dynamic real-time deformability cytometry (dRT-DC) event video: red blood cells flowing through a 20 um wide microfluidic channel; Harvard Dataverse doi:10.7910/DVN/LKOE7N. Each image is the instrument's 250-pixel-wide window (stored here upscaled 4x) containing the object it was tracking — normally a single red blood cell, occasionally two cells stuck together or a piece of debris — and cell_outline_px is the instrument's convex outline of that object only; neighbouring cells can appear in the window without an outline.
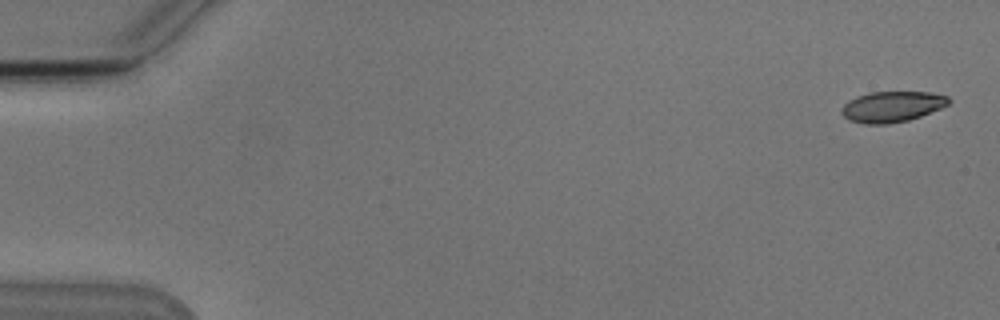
{"species": "Egyptian fruit bat (a non-hibernating species)", "species_latin": "Rousettus aegyptiacus", "temperature_condition": "cold", "stored_images_in_passage": 10, "camera_frame_rate_fps": 3000, "um_per_image_px": 0.085, "animal": {"sex": "male"}, "frame": {"image": 1, "passage_image": 1, "time_ms": 0.0, "image_size_px": [1000, 320], "cell_outline_px": [[952, 100], [948, 104], [940, 108], [920, 116], [908, 120], [888, 124], [864, 124], [848, 120], [840, 112], [844, 104], [848, 100], [856, 96], [868, 92], [928, 92], [948, 96]], "centroid_in_image_um": [75.79, 9.06], "position_along_channel_um": 9.2, "area_um2": 19.25}}
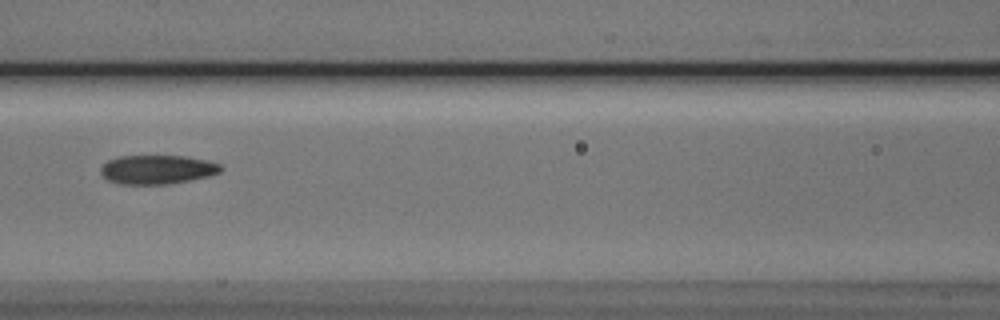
{"frame": {"image": 2, "passage_image": 7, "time_ms": 7.667, "image_size_px": [1000, 320], "cell_outline_px": [[224, 168], [220, 172], [208, 176], [192, 180], [172, 184], [120, 184], [108, 180], [100, 172], [100, 168], [108, 160], [120, 156], [188, 156], [208, 160], [220, 164]], "centroid_in_image_um": [13.4, 14.41], "position_along_channel_um": 153.2, "area_um2": 20.46}}
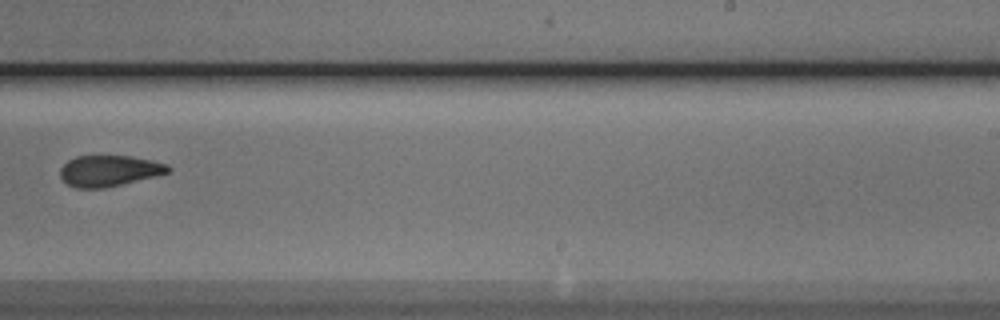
{"frame": {"image": 3, "passage_image": 10, "time_ms": 11.0, "image_size_px": [1000, 320], "cell_outline_px": [[172, 172], [156, 176], [104, 188], [76, 188], [68, 184], [60, 176], [60, 168], [68, 160], [76, 156], [132, 156], [152, 160], [168, 164], [172, 168]], "centroid_in_image_um": [9.32, 14.51], "position_along_channel_um": 279.7, "area_um2": 19.59}}